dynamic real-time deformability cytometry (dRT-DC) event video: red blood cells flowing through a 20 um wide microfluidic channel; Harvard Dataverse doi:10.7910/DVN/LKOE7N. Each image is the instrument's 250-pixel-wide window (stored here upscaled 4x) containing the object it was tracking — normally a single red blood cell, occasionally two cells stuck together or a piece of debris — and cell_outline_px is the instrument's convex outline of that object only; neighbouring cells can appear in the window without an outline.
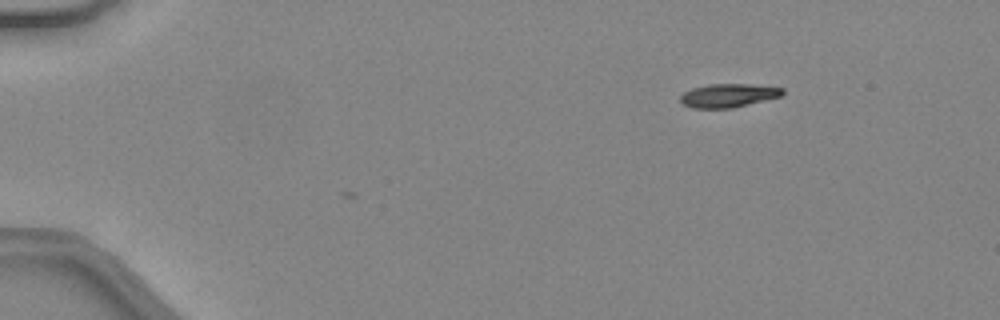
{"species": "common noctule bat (a hibernating species)", "species_latin": "Nyctalus noctula", "temperature_condition": "warm", "stored_images_in_passage": 4, "camera_frame_rate_fps": 3000, "um_per_image_px": 0.085, "animal": {"sex": "female", "body_mass_g": 24.6, "forearm_length_mm": 56.2}, "frame": {"image": 1, "passage_image": 1, "time_ms": 0.0, "image_size_px": [1000, 320], "cell_outline_px": [[784, 92], [780, 96], [732, 108], [692, 108], [680, 104], [680, 96], [684, 92], [692, 88], [708, 84], [752, 84], [784, 88]], "centroid_in_image_um": [61.86, 8.11], "position_along_channel_um": 23.1, "area_um2": 14.05}}